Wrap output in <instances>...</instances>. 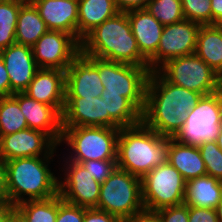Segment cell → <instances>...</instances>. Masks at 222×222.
<instances>
[{"label":"cell","instance_id":"cell-36","mask_svg":"<svg viewBox=\"0 0 222 222\" xmlns=\"http://www.w3.org/2000/svg\"><path fill=\"white\" fill-rule=\"evenodd\" d=\"M161 222H188V205L169 206L156 211Z\"/></svg>","mask_w":222,"mask_h":222},{"label":"cell","instance_id":"cell-16","mask_svg":"<svg viewBox=\"0 0 222 222\" xmlns=\"http://www.w3.org/2000/svg\"><path fill=\"white\" fill-rule=\"evenodd\" d=\"M12 97L19 103L28 128L46 133L58 146L62 137V113L53 106L38 102L25 93Z\"/></svg>","mask_w":222,"mask_h":222},{"label":"cell","instance_id":"cell-47","mask_svg":"<svg viewBox=\"0 0 222 222\" xmlns=\"http://www.w3.org/2000/svg\"><path fill=\"white\" fill-rule=\"evenodd\" d=\"M216 142H217V145H218L219 149L222 151V126H221V129H220V132L218 134Z\"/></svg>","mask_w":222,"mask_h":222},{"label":"cell","instance_id":"cell-14","mask_svg":"<svg viewBox=\"0 0 222 222\" xmlns=\"http://www.w3.org/2000/svg\"><path fill=\"white\" fill-rule=\"evenodd\" d=\"M57 147L46 133L31 128L0 135V158L4 161L23 157L54 156Z\"/></svg>","mask_w":222,"mask_h":222},{"label":"cell","instance_id":"cell-42","mask_svg":"<svg viewBox=\"0 0 222 222\" xmlns=\"http://www.w3.org/2000/svg\"><path fill=\"white\" fill-rule=\"evenodd\" d=\"M8 199L7 179H6V164L0 158V200Z\"/></svg>","mask_w":222,"mask_h":222},{"label":"cell","instance_id":"cell-3","mask_svg":"<svg viewBox=\"0 0 222 222\" xmlns=\"http://www.w3.org/2000/svg\"><path fill=\"white\" fill-rule=\"evenodd\" d=\"M169 138L159 135L143 122L120 128L117 142V168L143 178L167 162Z\"/></svg>","mask_w":222,"mask_h":222},{"label":"cell","instance_id":"cell-11","mask_svg":"<svg viewBox=\"0 0 222 222\" xmlns=\"http://www.w3.org/2000/svg\"><path fill=\"white\" fill-rule=\"evenodd\" d=\"M200 27L187 19L164 25L157 52L148 60L150 71H157L171 59L194 54Z\"/></svg>","mask_w":222,"mask_h":222},{"label":"cell","instance_id":"cell-18","mask_svg":"<svg viewBox=\"0 0 222 222\" xmlns=\"http://www.w3.org/2000/svg\"><path fill=\"white\" fill-rule=\"evenodd\" d=\"M0 55L9 75L11 96L15 93H23L39 69L34 59L32 47L15 42L0 51Z\"/></svg>","mask_w":222,"mask_h":222},{"label":"cell","instance_id":"cell-17","mask_svg":"<svg viewBox=\"0 0 222 222\" xmlns=\"http://www.w3.org/2000/svg\"><path fill=\"white\" fill-rule=\"evenodd\" d=\"M103 91L98 68L80 53L65 71V97H100Z\"/></svg>","mask_w":222,"mask_h":222},{"label":"cell","instance_id":"cell-15","mask_svg":"<svg viewBox=\"0 0 222 222\" xmlns=\"http://www.w3.org/2000/svg\"><path fill=\"white\" fill-rule=\"evenodd\" d=\"M121 128L106 112L105 99L100 97H65L62 127Z\"/></svg>","mask_w":222,"mask_h":222},{"label":"cell","instance_id":"cell-4","mask_svg":"<svg viewBox=\"0 0 222 222\" xmlns=\"http://www.w3.org/2000/svg\"><path fill=\"white\" fill-rule=\"evenodd\" d=\"M53 157H23L5 161L8 200L14 206L59 194V178L49 168Z\"/></svg>","mask_w":222,"mask_h":222},{"label":"cell","instance_id":"cell-26","mask_svg":"<svg viewBox=\"0 0 222 222\" xmlns=\"http://www.w3.org/2000/svg\"><path fill=\"white\" fill-rule=\"evenodd\" d=\"M48 30L35 6L27 0L18 12L15 30L16 43L33 47L36 41Z\"/></svg>","mask_w":222,"mask_h":222},{"label":"cell","instance_id":"cell-5","mask_svg":"<svg viewBox=\"0 0 222 222\" xmlns=\"http://www.w3.org/2000/svg\"><path fill=\"white\" fill-rule=\"evenodd\" d=\"M59 143L72 150L66 158L82 163L89 160H116L120 128L111 127H62Z\"/></svg>","mask_w":222,"mask_h":222},{"label":"cell","instance_id":"cell-13","mask_svg":"<svg viewBox=\"0 0 222 222\" xmlns=\"http://www.w3.org/2000/svg\"><path fill=\"white\" fill-rule=\"evenodd\" d=\"M64 160L63 179H59V195L73 205L96 208L99 201L101 184L80 163ZM66 167V168H65Z\"/></svg>","mask_w":222,"mask_h":222},{"label":"cell","instance_id":"cell-40","mask_svg":"<svg viewBox=\"0 0 222 222\" xmlns=\"http://www.w3.org/2000/svg\"><path fill=\"white\" fill-rule=\"evenodd\" d=\"M11 96V86L5 63L0 55V97Z\"/></svg>","mask_w":222,"mask_h":222},{"label":"cell","instance_id":"cell-31","mask_svg":"<svg viewBox=\"0 0 222 222\" xmlns=\"http://www.w3.org/2000/svg\"><path fill=\"white\" fill-rule=\"evenodd\" d=\"M145 9L162 25L174 24L185 19L181 0H150Z\"/></svg>","mask_w":222,"mask_h":222},{"label":"cell","instance_id":"cell-25","mask_svg":"<svg viewBox=\"0 0 222 222\" xmlns=\"http://www.w3.org/2000/svg\"><path fill=\"white\" fill-rule=\"evenodd\" d=\"M195 54L222 78V25H201Z\"/></svg>","mask_w":222,"mask_h":222},{"label":"cell","instance_id":"cell-8","mask_svg":"<svg viewBox=\"0 0 222 222\" xmlns=\"http://www.w3.org/2000/svg\"><path fill=\"white\" fill-rule=\"evenodd\" d=\"M144 209H159L184 203L186 181L168 161L152 169L141 179Z\"/></svg>","mask_w":222,"mask_h":222},{"label":"cell","instance_id":"cell-46","mask_svg":"<svg viewBox=\"0 0 222 222\" xmlns=\"http://www.w3.org/2000/svg\"><path fill=\"white\" fill-rule=\"evenodd\" d=\"M219 222H222V198L215 208Z\"/></svg>","mask_w":222,"mask_h":222},{"label":"cell","instance_id":"cell-35","mask_svg":"<svg viewBox=\"0 0 222 222\" xmlns=\"http://www.w3.org/2000/svg\"><path fill=\"white\" fill-rule=\"evenodd\" d=\"M84 207L64 201L58 194V214L56 222H83Z\"/></svg>","mask_w":222,"mask_h":222},{"label":"cell","instance_id":"cell-21","mask_svg":"<svg viewBox=\"0 0 222 222\" xmlns=\"http://www.w3.org/2000/svg\"><path fill=\"white\" fill-rule=\"evenodd\" d=\"M127 15L138 48L149 60L157 52L164 25L146 9L132 10Z\"/></svg>","mask_w":222,"mask_h":222},{"label":"cell","instance_id":"cell-10","mask_svg":"<svg viewBox=\"0 0 222 222\" xmlns=\"http://www.w3.org/2000/svg\"><path fill=\"white\" fill-rule=\"evenodd\" d=\"M157 71L168 82L203 96L222 89V78L195 53L171 59Z\"/></svg>","mask_w":222,"mask_h":222},{"label":"cell","instance_id":"cell-1","mask_svg":"<svg viewBox=\"0 0 222 222\" xmlns=\"http://www.w3.org/2000/svg\"><path fill=\"white\" fill-rule=\"evenodd\" d=\"M202 96L168 82L158 71L150 72L142 122L159 135L174 138Z\"/></svg>","mask_w":222,"mask_h":222},{"label":"cell","instance_id":"cell-33","mask_svg":"<svg viewBox=\"0 0 222 222\" xmlns=\"http://www.w3.org/2000/svg\"><path fill=\"white\" fill-rule=\"evenodd\" d=\"M199 151L206 166L207 175L222 181V151L216 141L200 144Z\"/></svg>","mask_w":222,"mask_h":222},{"label":"cell","instance_id":"cell-38","mask_svg":"<svg viewBox=\"0 0 222 222\" xmlns=\"http://www.w3.org/2000/svg\"><path fill=\"white\" fill-rule=\"evenodd\" d=\"M83 222H121L115 215L96 208L84 207Z\"/></svg>","mask_w":222,"mask_h":222},{"label":"cell","instance_id":"cell-20","mask_svg":"<svg viewBox=\"0 0 222 222\" xmlns=\"http://www.w3.org/2000/svg\"><path fill=\"white\" fill-rule=\"evenodd\" d=\"M49 30L69 33L77 40L78 0H29Z\"/></svg>","mask_w":222,"mask_h":222},{"label":"cell","instance_id":"cell-27","mask_svg":"<svg viewBox=\"0 0 222 222\" xmlns=\"http://www.w3.org/2000/svg\"><path fill=\"white\" fill-rule=\"evenodd\" d=\"M106 112L121 127H130L142 122V112L127 98L121 95L102 92Z\"/></svg>","mask_w":222,"mask_h":222},{"label":"cell","instance_id":"cell-44","mask_svg":"<svg viewBox=\"0 0 222 222\" xmlns=\"http://www.w3.org/2000/svg\"><path fill=\"white\" fill-rule=\"evenodd\" d=\"M15 206L8 200H0V222H7L8 216Z\"/></svg>","mask_w":222,"mask_h":222},{"label":"cell","instance_id":"cell-45","mask_svg":"<svg viewBox=\"0 0 222 222\" xmlns=\"http://www.w3.org/2000/svg\"><path fill=\"white\" fill-rule=\"evenodd\" d=\"M7 222H27V220L16 208H14L8 216Z\"/></svg>","mask_w":222,"mask_h":222},{"label":"cell","instance_id":"cell-39","mask_svg":"<svg viewBox=\"0 0 222 222\" xmlns=\"http://www.w3.org/2000/svg\"><path fill=\"white\" fill-rule=\"evenodd\" d=\"M150 0H114L119 12H129L136 9H145Z\"/></svg>","mask_w":222,"mask_h":222},{"label":"cell","instance_id":"cell-9","mask_svg":"<svg viewBox=\"0 0 222 222\" xmlns=\"http://www.w3.org/2000/svg\"><path fill=\"white\" fill-rule=\"evenodd\" d=\"M222 126V89L202 96L191 109L181 130L174 137L180 143L199 146L206 141H217Z\"/></svg>","mask_w":222,"mask_h":222},{"label":"cell","instance_id":"cell-12","mask_svg":"<svg viewBox=\"0 0 222 222\" xmlns=\"http://www.w3.org/2000/svg\"><path fill=\"white\" fill-rule=\"evenodd\" d=\"M38 68L66 71L80 54V43L69 33L48 30L32 47Z\"/></svg>","mask_w":222,"mask_h":222},{"label":"cell","instance_id":"cell-7","mask_svg":"<svg viewBox=\"0 0 222 222\" xmlns=\"http://www.w3.org/2000/svg\"><path fill=\"white\" fill-rule=\"evenodd\" d=\"M96 209L115 215L121 222L144 211L141 178L116 168L100 186Z\"/></svg>","mask_w":222,"mask_h":222},{"label":"cell","instance_id":"cell-30","mask_svg":"<svg viewBox=\"0 0 222 222\" xmlns=\"http://www.w3.org/2000/svg\"><path fill=\"white\" fill-rule=\"evenodd\" d=\"M28 128L19 103L12 97H0V135H9Z\"/></svg>","mask_w":222,"mask_h":222},{"label":"cell","instance_id":"cell-24","mask_svg":"<svg viewBox=\"0 0 222 222\" xmlns=\"http://www.w3.org/2000/svg\"><path fill=\"white\" fill-rule=\"evenodd\" d=\"M222 198V181L209 175L186 182L184 203L198 208L215 209Z\"/></svg>","mask_w":222,"mask_h":222},{"label":"cell","instance_id":"cell-32","mask_svg":"<svg viewBox=\"0 0 222 222\" xmlns=\"http://www.w3.org/2000/svg\"><path fill=\"white\" fill-rule=\"evenodd\" d=\"M185 19L200 25H212L210 0H181Z\"/></svg>","mask_w":222,"mask_h":222},{"label":"cell","instance_id":"cell-37","mask_svg":"<svg viewBox=\"0 0 222 222\" xmlns=\"http://www.w3.org/2000/svg\"><path fill=\"white\" fill-rule=\"evenodd\" d=\"M188 222H219L215 209L188 206Z\"/></svg>","mask_w":222,"mask_h":222},{"label":"cell","instance_id":"cell-19","mask_svg":"<svg viewBox=\"0 0 222 222\" xmlns=\"http://www.w3.org/2000/svg\"><path fill=\"white\" fill-rule=\"evenodd\" d=\"M23 93L38 102L56 107L63 113L65 108V71L39 68Z\"/></svg>","mask_w":222,"mask_h":222},{"label":"cell","instance_id":"cell-28","mask_svg":"<svg viewBox=\"0 0 222 222\" xmlns=\"http://www.w3.org/2000/svg\"><path fill=\"white\" fill-rule=\"evenodd\" d=\"M15 208L27 222H56L58 214V194L44 200H28Z\"/></svg>","mask_w":222,"mask_h":222},{"label":"cell","instance_id":"cell-2","mask_svg":"<svg viewBox=\"0 0 222 222\" xmlns=\"http://www.w3.org/2000/svg\"><path fill=\"white\" fill-rule=\"evenodd\" d=\"M80 53L108 61L149 67L131 31L127 12H118L89 32L80 43Z\"/></svg>","mask_w":222,"mask_h":222},{"label":"cell","instance_id":"cell-6","mask_svg":"<svg viewBox=\"0 0 222 222\" xmlns=\"http://www.w3.org/2000/svg\"><path fill=\"white\" fill-rule=\"evenodd\" d=\"M97 68L107 94L121 95L129 99L141 112L145 107L149 67L108 61L86 56Z\"/></svg>","mask_w":222,"mask_h":222},{"label":"cell","instance_id":"cell-29","mask_svg":"<svg viewBox=\"0 0 222 222\" xmlns=\"http://www.w3.org/2000/svg\"><path fill=\"white\" fill-rule=\"evenodd\" d=\"M27 0L0 1V51L14 44L20 7Z\"/></svg>","mask_w":222,"mask_h":222},{"label":"cell","instance_id":"cell-34","mask_svg":"<svg viewBox=\"0 0 222 222\" xmlns=\"http://www.w3.org/2000/svg\"><path fill=\"white\" fill-rule=\"evenodd\" d=\"M102 184L117 168L116 160H89L81 163Z\"/></svg>","mask_w":222,"mask_h":222},{"label":"cell","instance_id":"cell-43","mask_svg":"<svg viewBox=\"0 0 222 222\" xmlns=\"http://www.w3.org/2000/svg\"><path fill=\"white\" fill-rule=\"evenodd\" d=\"M212 9V25H222V0H210Z\"/></svg>","mask_w":222,"mask_h":222},{"label":"cell","instance_id":"cell-23","mask_svg":"<svg viewBox=\"0 0 222 222\" xmlns=\"http://www.w3.org/2000/svg\"><path fill=\"white\" fill-rule=\"evenodd\" d=\"M118 12L114 0H78L77 41Z\"/></svg>","mask_w":222,"mask_h":222},{"label":"cell","instance_id":"cell-41","mask_svg":"<svg viewBox=\"0 0 222 222\" xmlns=\"http://www.w3.org/2000/svg\"><path fill=\"white\" fill-rule=\"evenodd\" d=\"M122 222H161L156 212L142 211L129 218H126Z\"/></svg>","mask_w":222,"mask_h":222},{"label":"cell","instance_id":"cell-22","mask_svg":"<svg viewBox=\"0 0 222 222\" xmlns=\"http://www.w3.org/2000/svg\"><path fill=\"white\" fill-rule=\"evenodd\" d=\"M167 161L176 168L184 180L207 175L199 147L180 143L174 138H169Z\"/></svg>","mask_w":222,"mask_h":222}]
</instances>
